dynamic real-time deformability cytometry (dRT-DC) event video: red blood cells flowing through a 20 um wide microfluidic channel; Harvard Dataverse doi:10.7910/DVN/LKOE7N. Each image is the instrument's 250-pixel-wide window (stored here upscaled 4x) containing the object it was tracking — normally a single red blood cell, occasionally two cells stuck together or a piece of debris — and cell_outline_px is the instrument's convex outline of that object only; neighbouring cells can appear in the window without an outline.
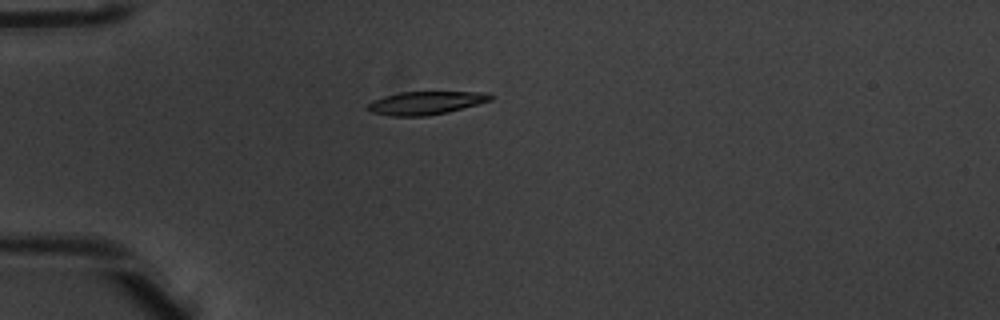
{"species": "common noctule bat (a hibernating species)", "species_latin": "Nyctalus noctula", "temperature_condition": "warm", "stored_images_in_passage": 6, "camera_frame_rate_fps": 3000, "um_per_image_px": 0.085, "animal": {"sex": "male", "body_mass_g": 20.1, "forearm_length_mm": 53.5}, "frame": {"image": 1, "passage_image": 4, "time_ms": 1.0, "image_size_px": [1000, 320], "cell_outline_px": [[492, 100], [448, 112], [428, 116], [392, 116], [372, 112], [364, 108], [372, 100], [384, 96], [400, 92], [488, 92], [492, 96]], "centroid_in_image_um": [36.16, 8.75], "position_along_channel_um": 48.8, "area_um2": 16.59}}